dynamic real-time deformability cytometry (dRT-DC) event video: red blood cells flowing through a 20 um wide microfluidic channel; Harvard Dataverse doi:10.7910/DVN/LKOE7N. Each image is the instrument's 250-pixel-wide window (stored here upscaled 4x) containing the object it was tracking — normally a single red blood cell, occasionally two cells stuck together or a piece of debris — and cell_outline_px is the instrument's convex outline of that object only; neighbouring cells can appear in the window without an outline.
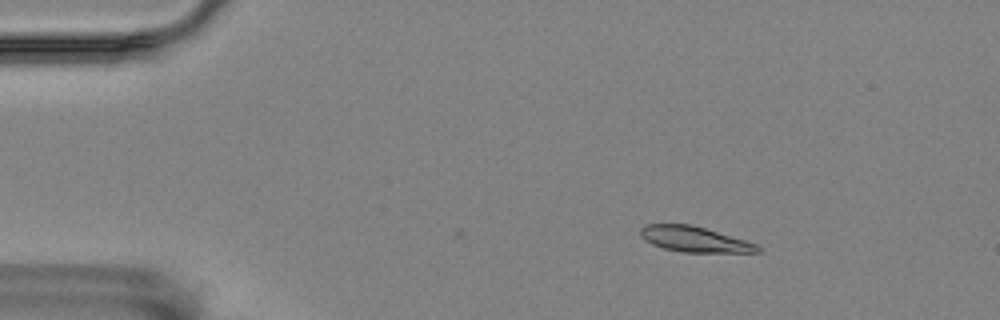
{"species": "Egyptian fruit bat (a non-hibernating species)", "species_latin": "Rousettus aegyptiacus", "temperature_condition": "room temperature", "stored_images_in_passage": 49, "camera_frame_rate_fps": 3000, "um_per_image_px": 0.085, "animal": {"sex": "female"}, "frame": {"image": 1, "passage_image": 8, "time_ms": 2.333, "image_size_px": [1000, 320], "cell_outline_px": [[760, 252], [680, 252], [664, 248], [652, 244], [644, 240], [640, 236], [640, 228], [644, 224], [692, 224], [744, 240], [756, 244], [760, 248]], "centroid_in_image_um": [58.96, 20.33], "position_along_channel_um": 26.0, "area_um2": 17.28}}
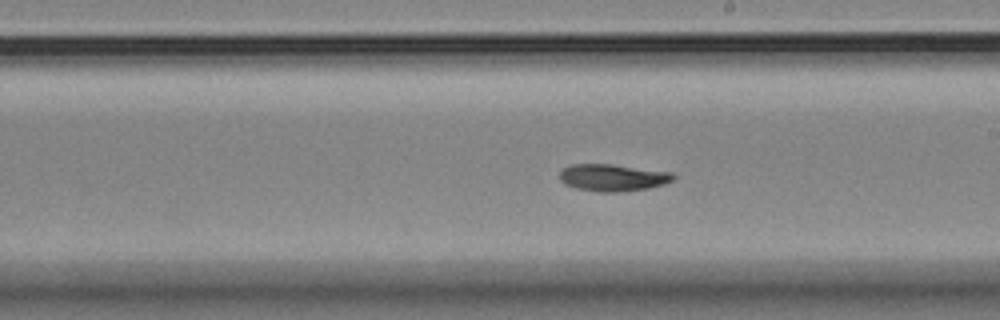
{"frame": {"image": 2, "passage_image": 32, "time_ms": 10.333, "image_size_px": [1000, 320], "cell_outline_px": [[676, 176], [672, 180], [664, 184], [648, 188], [620, 192], [600, 192], [576, 188], [564, 184], [560, 180], [560, 172], [564, 168], [572, 164], [612, 164], [672, 172]], "centroid_in_image_um": [52.09, 15.09], "position_along_channel_um": 236.9, "area_um2": 17.92}}
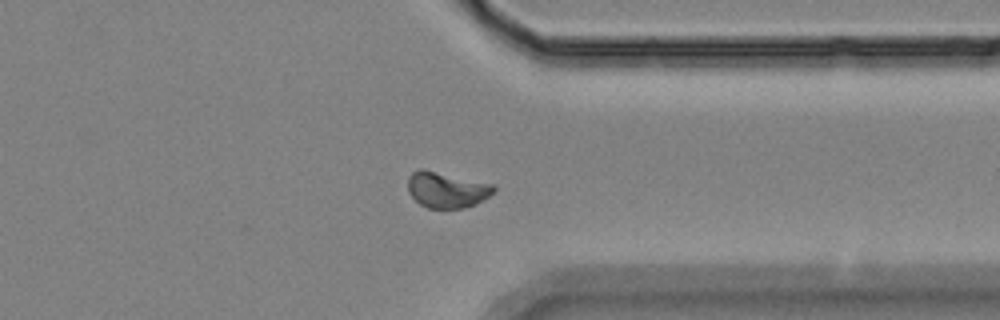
{"frame": {"image": 3, "passage_image": 44, "time_ms": 14.333, "image_size_px": [1000, 320], "cell_outline_px": [[496, 192], [484, 200], [476, 204], [464, 208], [428, 208], [420, 204], [408, 192], [408, 176], [412, 172], [420, 168], [424, 168], [492, 184], [496, 188]], "centroid_in_image_um": [37.98, 16.12], "position_along_channel_um": 373.4, "area_um2": 18.15}}